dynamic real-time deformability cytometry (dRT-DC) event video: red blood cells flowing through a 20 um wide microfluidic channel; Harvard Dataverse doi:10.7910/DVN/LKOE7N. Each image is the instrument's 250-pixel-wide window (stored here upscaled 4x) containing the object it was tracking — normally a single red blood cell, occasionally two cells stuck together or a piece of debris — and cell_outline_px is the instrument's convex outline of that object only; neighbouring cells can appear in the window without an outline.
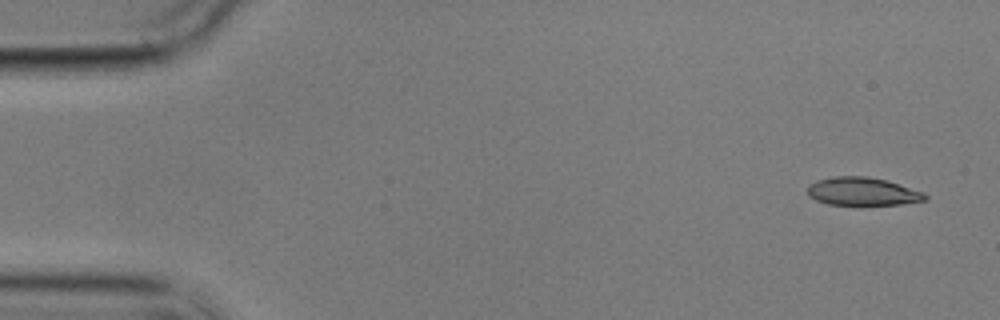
{"species": "common noctule bat (a hibernating species)", "species_latin": "Nyctalus noctula", "temperature_condition": "cold", "stored_images_in_passage": 8, "camera_frame_rate_fps": 3000, "um_per_image_px": 0.085, "animal": {"sex": "male", "body_mass_g": 17.9}, "frame": {"image": 1, "passage_image": 1, "time_ms": 0.0, "image_size_px": [1000, 320], "cell_outline_px": [[928, 200], [900, 204], [860, 208], [828, 204], [816, 200], [808, 196], [808, 184], [816, 180], [832, 176], [868, 176], [884, 180], [924, 192], [928, 196]], "centroid_in_image_um": [73.29, 16.32], "position_along_channel_um": 11.7, "area_um2": 20.17}}
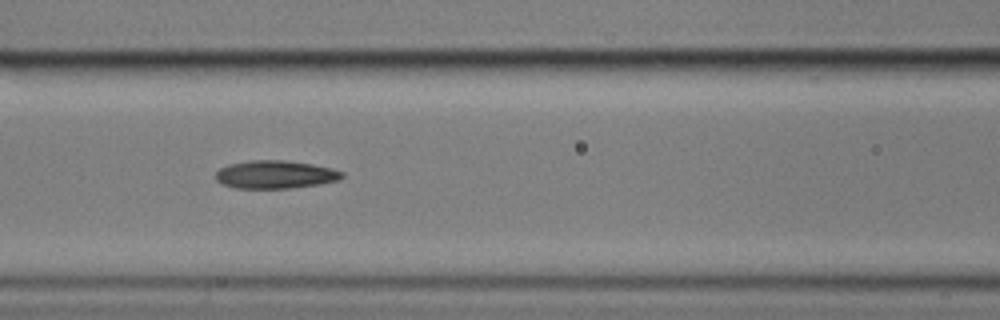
{"frame": {"image": 2, "passage_image": 7, "time_ms": 7.0, "image_size_px": [1000, 320], "cell_outline_px": [[344, 176], [340, 180], [320, 184], [292, 188], [236, 188], [224, 184], [216, 180], [216, 172], [220, 168], [228, 164], [252, 160], [284, 160], [312, 164], [332, 168], [344, 172]], "centroid_in_image_um": [23.43, 14.83], "position_along_channel_um": 143.2, "area_um2": 20.69}}
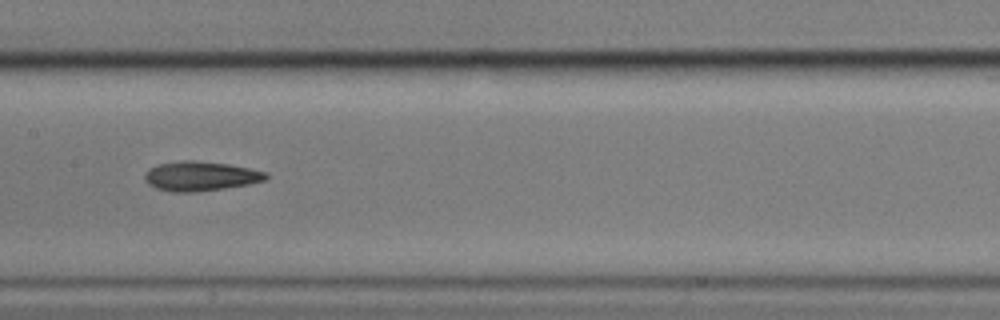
{"frame": {"image": 3, "passage_image": 8, "time_ms": 8.333, "image_size_px": [1000, 320], "cell_outline_px": [[268, 176], [264, 180], [248, 184], [224, 188], [192, 192], [172, 192], [156, 188], [148, 184], [144, 180], [144, 176], [148, 168], [156, 164], [180, 160], [196, 160], [228, 164], [268, 172]], "centroid_in_image_um": [16.99, 14.96], "position_along_channel_um": 190.4, "area_um2": 20.92}}